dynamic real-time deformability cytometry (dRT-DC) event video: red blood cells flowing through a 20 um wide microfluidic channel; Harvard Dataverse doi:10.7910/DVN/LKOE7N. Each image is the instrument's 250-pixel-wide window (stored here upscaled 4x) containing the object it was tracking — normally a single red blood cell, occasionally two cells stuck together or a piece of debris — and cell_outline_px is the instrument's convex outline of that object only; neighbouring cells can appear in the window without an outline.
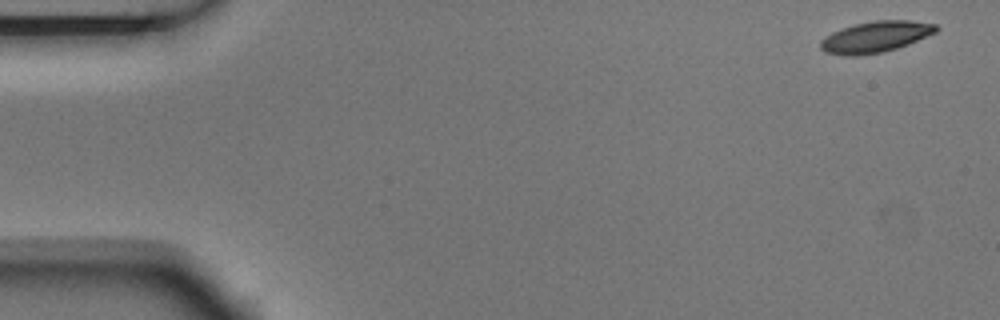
{"species": "Egyptian fruit bat (a non-hibernating species)", "species_latin": "Rousettus aegyptiacus", "temperature_condition": "room temperature", "stored_images_in_passage": 5, "camera_frame_rate_fps": 3000, "um_per_image_px": 0.085, "animal": {"sex": "male"}, "frame": {"image": 1, "passage_image": 1, "time_ms": 0.0, "image_size_px": [1000, 320], "cell_outline_px": [[940, 28], [936, 32], [908, 44], [884, 52], [856, 56], [848, 56], [824, 52], [820, 48], [820, 40], [832, 32], [856, 24], [876, 20], [908, 20], [936, 24]], "centroid_in_image_um": [74.42, 3.14], "position_along_channel_um": 10.6, "area_um2": 20.87}}
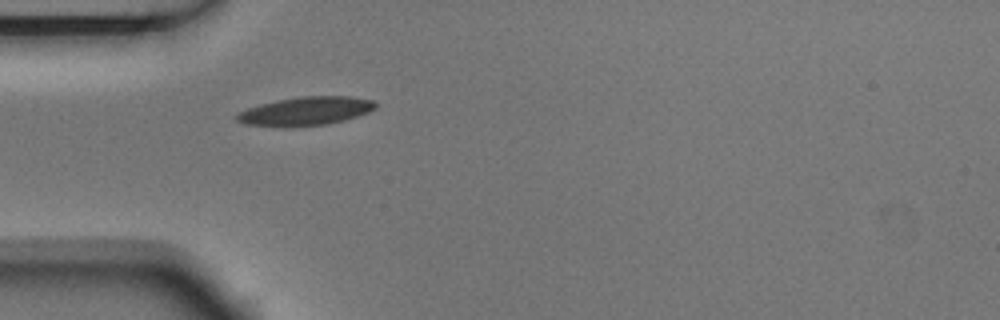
{"frame": {"image": 2, "passage_image": 5, "time_ms": 1.333, "image_size_px": [1000, 320], "cell_outline_px": [[376, 108], [368, 112], [344, 120], [328, 124], [292, 128], [284, 128], [244, 124], [236, 120], [232, 116], [248, 108], [260, 104], [276, 100], [300, 96], [352, 96], [372, 100], [376, 104]], "centroid_in_image_um": [25.93, 9.46], "position_along_channel_um": 59.1, "area_um2": 23.52}}